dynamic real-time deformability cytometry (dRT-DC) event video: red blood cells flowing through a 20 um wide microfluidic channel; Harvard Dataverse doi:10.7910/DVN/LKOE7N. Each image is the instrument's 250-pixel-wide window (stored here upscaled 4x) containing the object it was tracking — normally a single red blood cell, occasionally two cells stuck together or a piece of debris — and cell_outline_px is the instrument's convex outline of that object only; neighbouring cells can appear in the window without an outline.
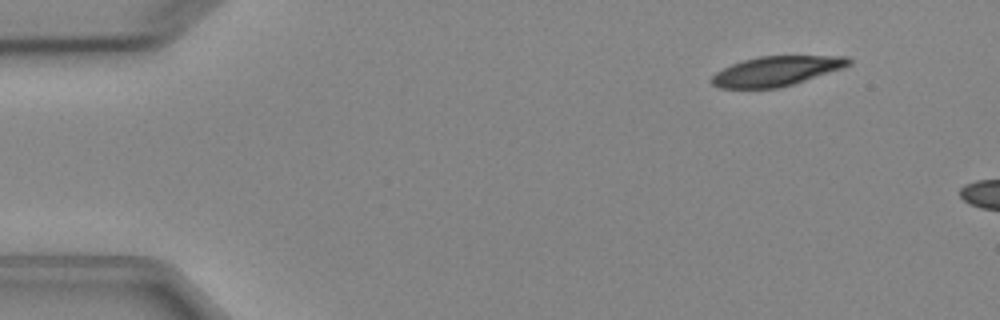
{"species": "Egyptian fruit bat (a non-hibernating species)", "species_latin": "Rousettus aegyptiacus", "temperature_condition": "cold", "stored_images_in_passage": 3, "camera_frame_rate_fps": 3000, "um_per_image_px": 0.085, "animal": {"sex": "female"}, "frame": {"image": 1, "passage_image": 2, "time_ms": 1.0, "image_size_px": [1000, 320], "cell_outline_px": [[852, 64], [844, 68], [792, 84], [776, 88], [720, 88], [712, 84], [712, 76], [716, 72], [732, 64], [744, 60], [760, 56], [848, 56], [852, 60]], "centroid_in_image_um": [66.03, 6.03], "position_along_channel_um": 19.0, "area_um2": 23.52}}